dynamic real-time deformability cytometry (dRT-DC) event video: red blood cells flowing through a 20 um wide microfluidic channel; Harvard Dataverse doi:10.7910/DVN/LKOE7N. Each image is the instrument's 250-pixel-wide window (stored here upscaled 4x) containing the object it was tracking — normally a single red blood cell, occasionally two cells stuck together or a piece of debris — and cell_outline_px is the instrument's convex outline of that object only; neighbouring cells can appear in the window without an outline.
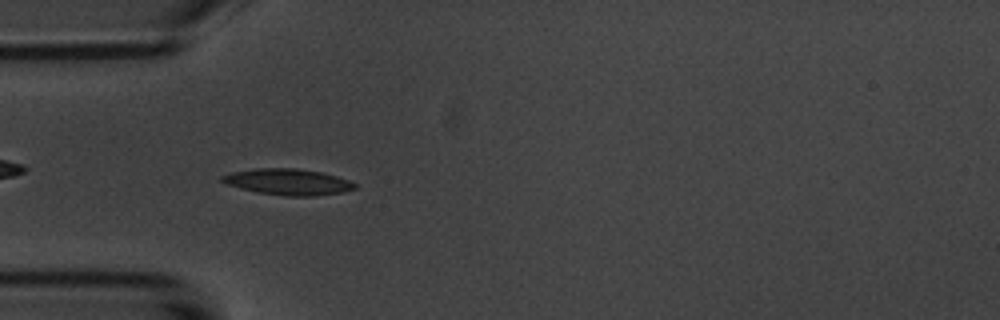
{"species": "common noctule bat (a hibernating species)", "species_latin": "Nyctalus noctula", "temperature_condition": "room temperature", "stored_images_in_passage": 10, "camera_frame_rate_fps": 3000, "um_per_image_px": 0.085, "animal": {"sex": "male", "body_mass_g": 20.1, "forearm_length_mm": 53.5}, "frame": {"image": 1, "passage_image": 6, "time_ms": 5.333, "image_size_px": [1000, 320], "cell_outline_px": [[356, 188], [344, 192], [316, 196], [288, 196], [256, 192], [240, 188], [228, 184], [220, 180], [220, 176], [232, 172], [256, 168], [296, 168], [320, 172], [336, 176], [348, 180], [356, 184]], "centroid_in_image_um": [24.48, 15.46], "position_along_channel_um": 60.5, "area_um2": 20.17}}
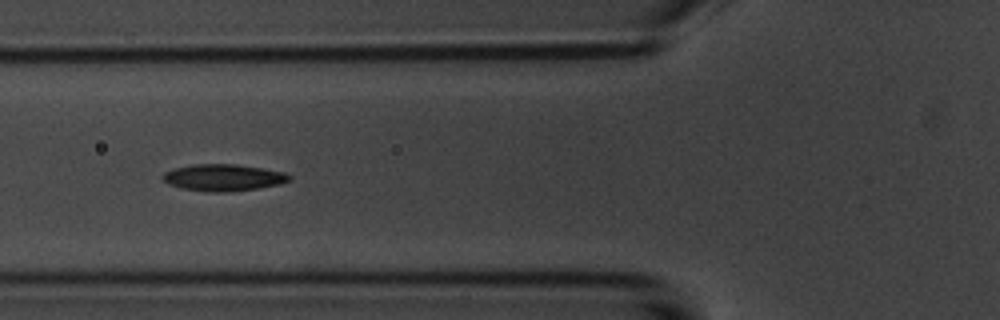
{"frame": {"image": 2, "passage_image": 7, "time_ms": 6.667, "image_size_px": [1000, 320], "cell_outline_px": [[292, 180], [280, 184], [260, 188], [228, 192], [208, 192], [180, 188], [168, 184], [160, 176], [164, 172], [172, 168], [192, 164], [236, 164], [284, 172], [292, 176]], "centroid_in_image_um": [18.96, 15.09], "position_along_channel_um": 106.8, "area_um2": 20.0}}
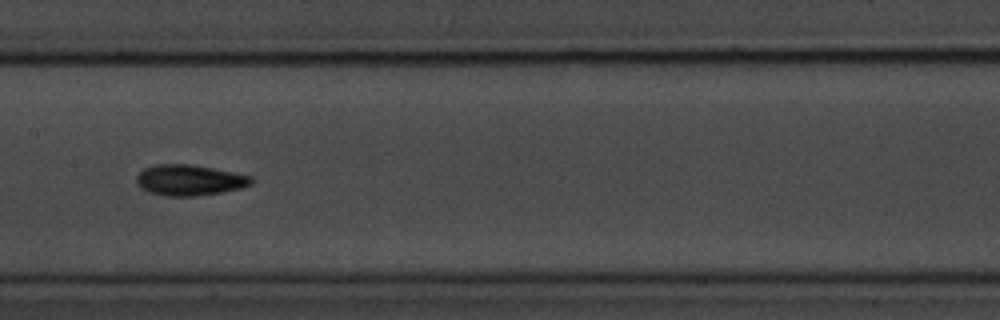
{"frame": {"image": 3, "passage_image": 9, "time_ms": 9.0, "image_size_px": [1000, 320], "cell_outline_px": [[252, 184], [240, 188], [220, 192], [196, 196], [164, 196], [148, 192], [140, 188], [136, 180], [136, 176], [144, 168], [156, 164], [192, 164], [252, 176]], "centroid_in_image_um": [16.06, 15.31], "position_along_channel_um": 191.3, "area_um2": 20.58}}